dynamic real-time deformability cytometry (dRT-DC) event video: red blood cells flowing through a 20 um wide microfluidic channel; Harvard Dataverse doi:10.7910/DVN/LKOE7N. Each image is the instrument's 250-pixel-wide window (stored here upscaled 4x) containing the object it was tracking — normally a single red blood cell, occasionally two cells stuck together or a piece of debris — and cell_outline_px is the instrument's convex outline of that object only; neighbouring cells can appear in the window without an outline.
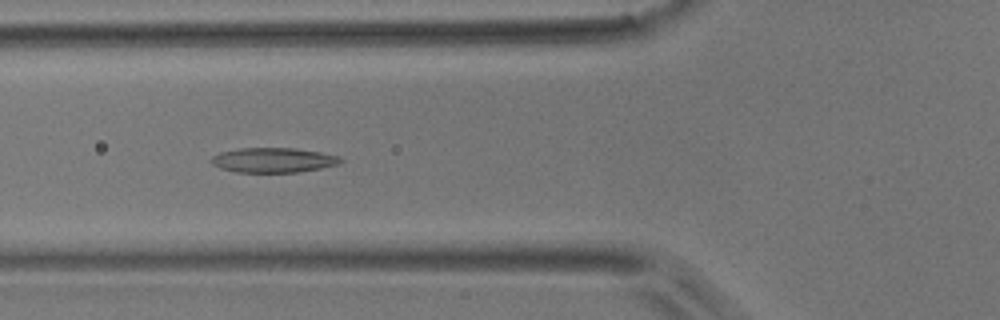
{"species": "common noctule bat (a hibernating species)", "species_latin": "Nyctalus noctula", "temperature_condition": "room temperature", "stored_images_in_passage": 53, "camera_frame_rate_fps": 3000, "um_per_image_px": 0.085, "animal": {"sex": "male", "body_mass_g": 17.9}, "frame": {"image": 1, "passage_image": 19, "time_ms": 6.0, "image_size_px": [1000, 320], "cell_outline_px": [[344, 160], [336, 164], [320, 168], [296, 172], [236, 172], [220, 168], [212, 164], [212, 156], [220, 152], [240, 148], [296, 148], [320, 152], [340, 156]], "centroid_in_image_um": [23.22, 13.6], "position_along_channel_um": 102.6, "area_um2": 18.55}}
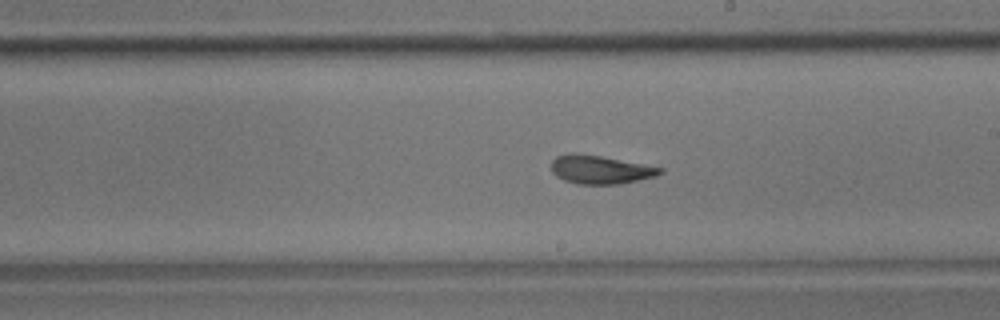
{"frame": {"image": 2, "passage_image": 30, "time_ms": 9.667, "image_size_px": [1000, 320], "cell_outline_px": [[664, 172], [656, 176], [620, 184], [576, 184], [564, 180], [556, 176], [552, 172], [552, 160], [556, 156], [572, 152], [576, 152], [600, 156], [664, 168]], "centroid_in_image_um": [51.01, 14.41], "position_along_channel_um": 238.0, "area_um2": 18.09}}
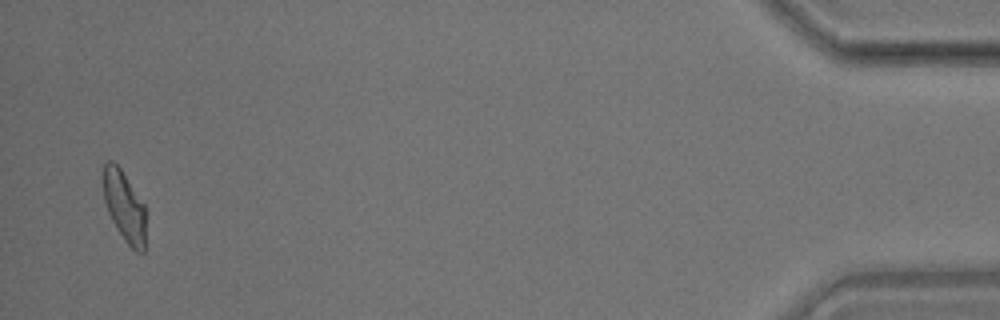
{"frame": {"image": 3, "passage_image": 52, "time_ms": 17.0, "image_size_px": [1000, 320], "cell_outline_px": [[144, 252], [136, 252], [124, 240], [112, 220], [108, 212], [104, 200], [104, 164], [108, 160], [112, 160], [120, 168], [144, 204]], "centroid_in_image_um": [10.56, 17.54], "position_along_channel_um": 424.6, "area_um2": 16.99}, "authors_computed_cell_mechanics": {"area_um2": 18.5538, "velocity_mm_per_s": 3.6875, "shape_relaxation_time_tau1_ms": 6.245, "shape_relaxation_time_tau2_ms": 2.4996, "deformation_change_tau1": 0.17, "deformation_change_tau2": 0.075}}